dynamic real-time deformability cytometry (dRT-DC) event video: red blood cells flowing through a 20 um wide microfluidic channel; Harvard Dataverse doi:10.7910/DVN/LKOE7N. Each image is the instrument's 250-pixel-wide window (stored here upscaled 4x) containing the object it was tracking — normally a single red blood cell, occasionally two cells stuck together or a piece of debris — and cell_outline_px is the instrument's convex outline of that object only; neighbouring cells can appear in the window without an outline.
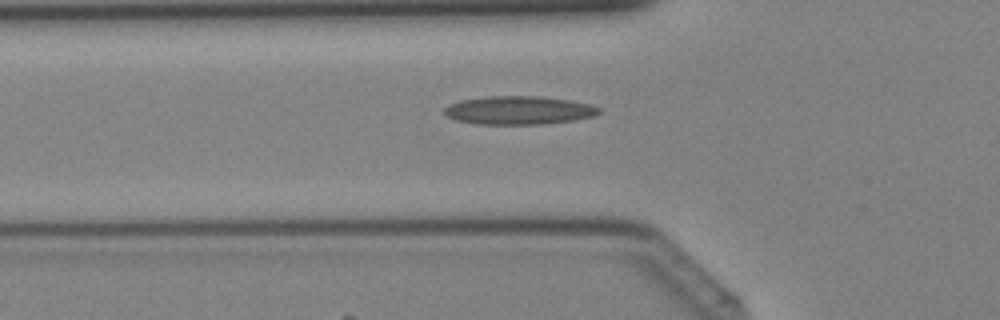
{"species": "Egyptian fruit bat (a non-hibernating species)", "species_latin": "Rousettus aegyptiacus", "temperature_condition": "cold", "stored_images_in_passage": 33, "camera_frame_rate_fps": 3000, "um_per_image_px": 0.085, "animal": {"sex": "female"}, "frame": {"image": 1, "passage_image": 7, "time_ms": 2.0, "image_size_px": [1000, 320], "cell_outline_px": [[600, 112], [592, 116], [576, 120], [544, 124], [476, 124], [456, 120], [448, 116], [444, 112], [444, 108], [448, 104], [460, 100], [488, 96], [540, 96], [568, 100], [588, 104], [600, 108]], "centroid_in_image_um": [44.07, 9.37], "position_along_channel_um": 81.7, "area_um2": 25.55}}
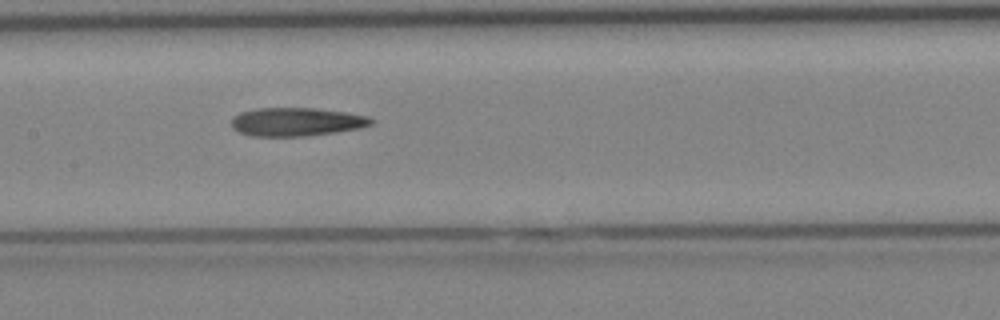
{"frame": {"image": 2, "passage_image": 13, "time_ms": 4.0, "image_size_px": [1000, 320], "cell_outline_px": [[372, 124], [360, 128], [336, 132], [304, 136], [252, 136], [240, 132], [232, 128], [232, 116], [240, 112], [256, 108], [316, 108], [344, 112], [368, 116], [372, 120]], "centroid_in_image_um": [25.17, 10.35], "position_along_channel_um": 182.2, "area_um2": 23.12}}
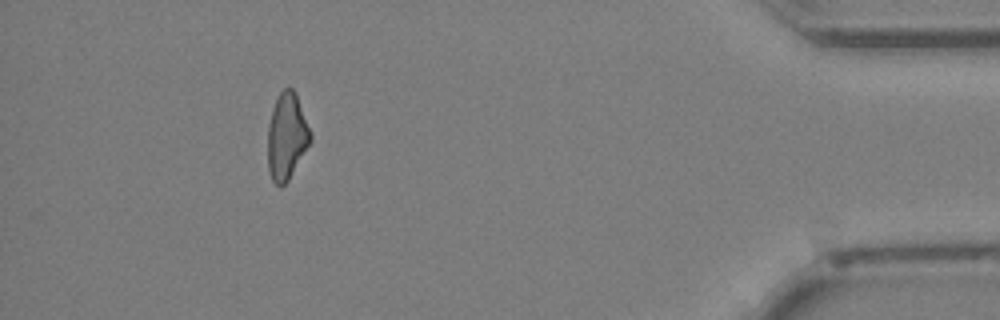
{"frame": {"image": 3, "passage_image": 30, "time_ms": 9.667, "image_size_px": [1000, 320], "cell_outline_px": [[312, 140], [288, 180], [280, 188], [272, 180], [268, 172], [268, 124], [272, 108], [280, 92], [288, 84], [296, 92], [312, 136]], "centroid_in_image_um": [24.36, 11.57], "position_along_channel_um": 410.8, "area_um2": 21.62}}